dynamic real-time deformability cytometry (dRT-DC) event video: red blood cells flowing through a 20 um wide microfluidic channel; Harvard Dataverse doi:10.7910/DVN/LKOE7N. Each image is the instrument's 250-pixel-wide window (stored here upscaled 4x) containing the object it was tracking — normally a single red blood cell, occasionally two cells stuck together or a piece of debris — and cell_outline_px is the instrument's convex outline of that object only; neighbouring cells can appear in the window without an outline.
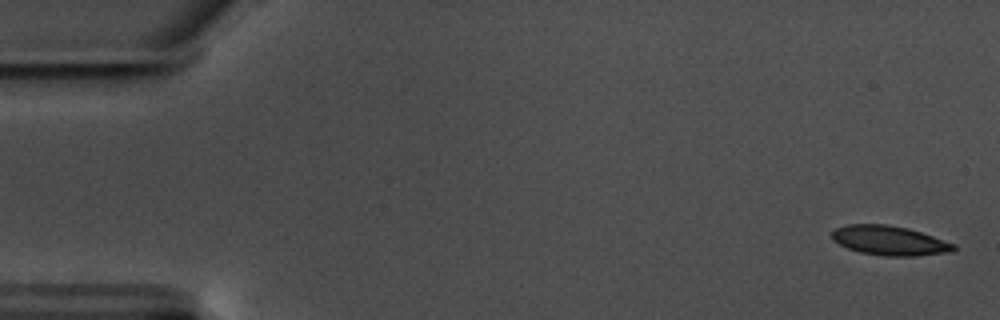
{"species": "common noctule bat (a hibernating species)", "species_latin": "Nyctalus noctula", "temperature_condition": "warm", "stored_images_in_passage": 13, "camera_frame_rate_fps": 3000, "um_per_image_px": 0.085, "animal": {"sex": "male", "body_mass_g": 17.5, "forearm_length_mm": 52.3}, "frame": {"image": 1, "passage_image": 1, "time_ms": 0.0, "image_size_px": [1000, 320], "cell_outline_px": [[956, 248], [952, 252], [916, 256], [884, 256], [860, 252], [848, 248], [832, 240], [832, 232], [836, 228], [848, 224], [888, 224], [908, 228], [956, 244]], "centroid_in_image_um": [75.62, 20.45], "position_along_channel_um": 9.4, "area_um2": 20.92}}